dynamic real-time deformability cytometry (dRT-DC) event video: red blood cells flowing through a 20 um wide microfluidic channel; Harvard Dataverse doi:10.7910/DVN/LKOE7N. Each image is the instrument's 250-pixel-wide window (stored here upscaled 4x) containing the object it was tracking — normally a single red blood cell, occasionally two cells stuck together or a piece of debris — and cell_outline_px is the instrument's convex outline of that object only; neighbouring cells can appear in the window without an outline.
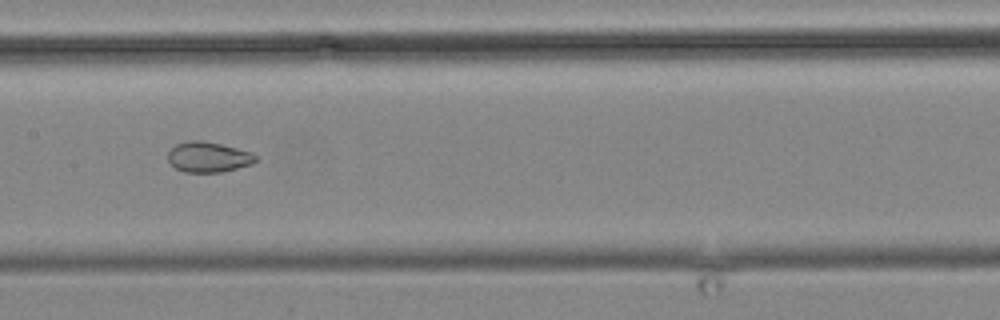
{"species": "common noctule bat (a hibernating species)", "species_latin": "Nyctalus noctula", "temperature_condition": "cold", "stored_images_in_passage": 8, "camera_frame_rate_fps": 3000, "um_per_image_px": 0.085, "animal": {"sex": "male", "body_mass_g": 19.2, "forearm_length_mm": 51.8}, "frame": {"image": 1, "passage_image": 5, "time_ms": 4.667, "image_size_px": [1000, 320], "cell_outline_px": [[260, 160], [252, 164], [220, 172], [184, 172], [176, 168], [168, 160], [168, 152], [176, 144], [192, 140], [200, 140], [220, 144], [252, 152]], "centroid_in_image_um": [17.73, 13.35], "position_along_channel_um": 189.7, "area_um2": 15.43}}
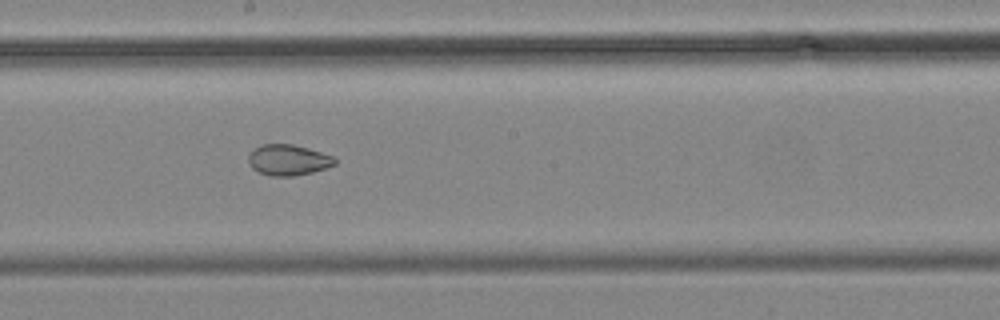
{"frame": {"image": 2, "passage_image": 6, "time_ms": 5.667, "image_size_px": [1000, 320], "cell_outline_px": [[336, 164], [312, 172], [292, 176], [268, 176], [252, 168], [248, 164], [248, 156], [260, 144], [292, 144], [308, 148], [336, 156]], "centroid_in_image_um": [24.51, 13.59], "position_along_channel_um": 223.7, "area_um2": 15.55}}